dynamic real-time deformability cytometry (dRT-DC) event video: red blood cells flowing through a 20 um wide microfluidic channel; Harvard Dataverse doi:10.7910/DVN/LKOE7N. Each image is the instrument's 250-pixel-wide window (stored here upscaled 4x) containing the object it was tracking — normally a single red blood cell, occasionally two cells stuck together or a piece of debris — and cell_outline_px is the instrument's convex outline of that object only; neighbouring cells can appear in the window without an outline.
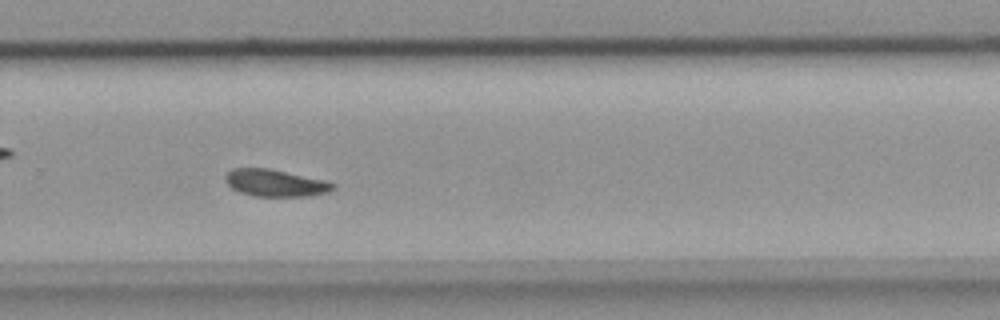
{"species": "common noctule bat (a hibernating species)", "species_latin": "Nyctalus noctula", "temperature_condition": "room temperature", "stored_images_in_passage": 26, "camera_frame_rate_fps": 3000, "um_per_image_px": 0.085, "animal": {"sex": "female", "body_mass_g": 18.4}, "frame": {"image": 1, "passage_image": 19, "time_ms": 6.0, "image_size_px": [1000, 320], "cell_outline_px": [[336, 188], [328, 192], [308, 196], [252, 196], [240, 192], [232, 188], [224, 180], [224, 176], [232, 168], [268, 168], [328, 180], [336, 184]], "centroid_in_image_um": [23.43, 15.55], "position_along_channel_um": 306.4, "area_um2": 17.17}}
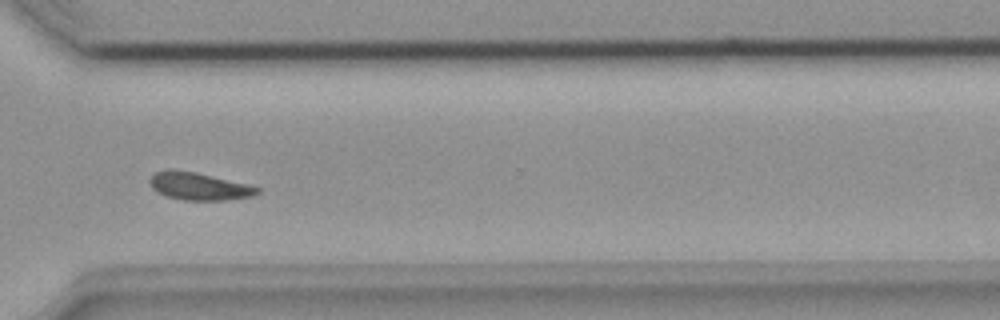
{"frame": {"image": 2, "passage_image": 22, "time_ms": 7.0, "image_size_px": [1000, 320], "cell_outline_px": [[260, 192], [252, 196], [224, 200], [184, 200], [164, 196], [156, 192], [152, 188], [148, 180], [152, 172], [168, 168], [196, 172], [248, 184], [260, 188]], "centroid_in_image_um": [16.83, 15.81], "position_along_channel_um": 353.8, "area_um2": 17.57}}